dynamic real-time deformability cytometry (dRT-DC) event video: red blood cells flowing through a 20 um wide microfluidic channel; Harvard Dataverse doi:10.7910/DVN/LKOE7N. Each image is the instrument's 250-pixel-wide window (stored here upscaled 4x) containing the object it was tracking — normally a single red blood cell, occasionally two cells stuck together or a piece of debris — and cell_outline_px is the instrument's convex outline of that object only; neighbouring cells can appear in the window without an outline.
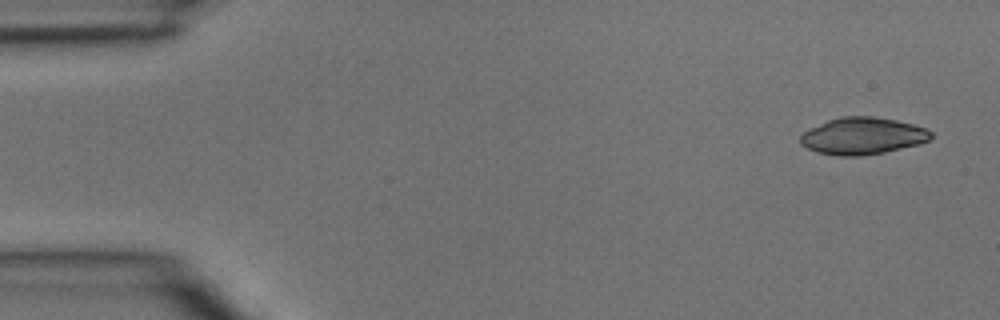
{"species": "common noctule bat (a hibernating species)", "species_latin": "Nyctalus noctula", "temperature_condition": "room temperature", "stored_images_in_passage": 3, "camera_frame_rate_fps": 3000, "um_per_image_px": 0.085, "animal": {"sex": "male", "body_mass_g": 15.6}, "frame": {"image": 1, "passage_image": 1, "time_ms": 0.0, "image_size_px": [1000, 320], "cell_outline_px": [[932, 140], [920, 144], [884, 152], [860, 156], [840, 156], [816, 152], [800, 144], [800, 136], [804, 132], [828, 120], [840, 116], [872, 116], [896, 120], [912, 124], [924, 128], [932, 132]], "centroid_in_image_um": [73.34, 11.56], "position_along_channel_um": 11.7, "area_um2": 28.09}}